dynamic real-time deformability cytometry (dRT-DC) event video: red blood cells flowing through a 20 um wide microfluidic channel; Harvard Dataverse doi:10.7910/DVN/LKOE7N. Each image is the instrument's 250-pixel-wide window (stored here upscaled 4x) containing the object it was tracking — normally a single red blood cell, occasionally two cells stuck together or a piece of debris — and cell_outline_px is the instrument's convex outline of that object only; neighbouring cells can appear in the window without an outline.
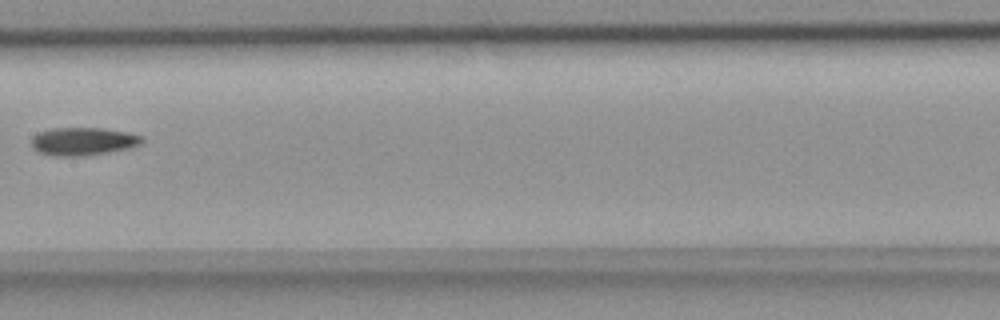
{"species": "common noctule bat (a hibernating species)", "species_latin": "Nyctalus noctula", "temperature_condition": "room temperature", "stored_images_in_passage": 9, "camera_frame_rate_fps": 3000, "um_per_image_px": 0.085, "animal": {"sex": "female", "body_mass_g": 18.4}, "frame": {"image": 1, "passage_image": 8, "time_ms": 2.333, "image_size_px": [1000, 320], "cell_outline_px": [[144, 140], [140, 144], [128, 148], [104, 152], [76, 156], [56, 156], [40, 152], [32, 148], [32, 136], [40, 132], [52, 128], [104, 128], [128, 132], [144, 136]], "centroid_in_image_um": [7.07, 11.99], "position_along_channel_um": 200.3, "area_um2": 17.8}}
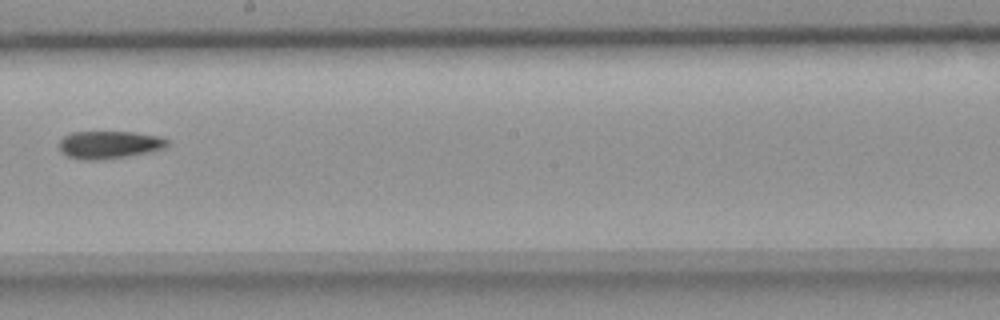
{"frame": {"image": 2, "passage_image": 9, "time_ms": 2.667, "image_size_px": [1000, 320], "cell_outline_px": [[168, 144], [164, 148], [152, 152], [96, 160], [84, 160], [68, 156], [60, 148], [60, 140], [64, 136], [72, 132], [132, 132], [160, 136], [168, 140]], "centroid_in_image_um": [9.32, 12.29], "position_along_channel_um": 238.9, "area_um2": 17.22}}